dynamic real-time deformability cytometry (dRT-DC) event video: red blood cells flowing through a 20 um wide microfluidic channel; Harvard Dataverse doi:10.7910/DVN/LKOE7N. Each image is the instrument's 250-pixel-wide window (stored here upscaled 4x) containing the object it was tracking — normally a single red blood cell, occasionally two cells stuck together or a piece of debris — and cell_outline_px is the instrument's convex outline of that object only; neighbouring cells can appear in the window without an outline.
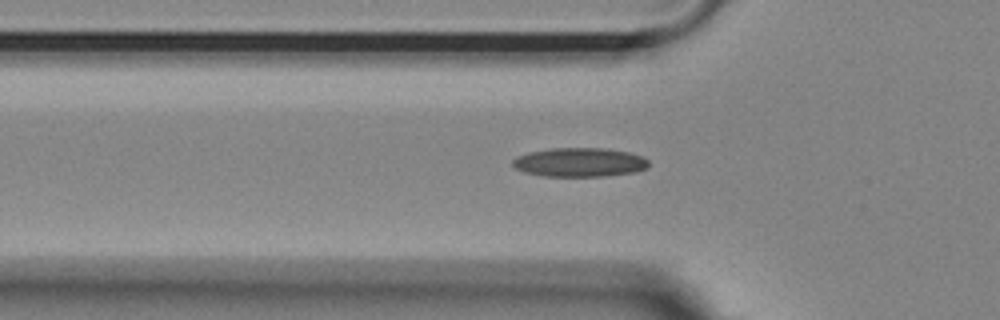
{"species": "Egyptian fruit bat (a non-hibernating species)", "species_latin": "Rousettus aegyptiacus", "temperature_condition": "room temperature", "stored_images_in_passage": 32, "camera_frame_rate_fps": 3000, "um_per_image_px": 0.085, "animal": {"sex": "female"}, "frame": {"image": 1, "passage_image": 2, "time_ms": 0.333, "image_size_px": [1000, 320], "cell_outline_px": [[648, 168], [636, 172], [604, 176], [544, 176], [524, 172], [516, 168], [512, 164], [512, 160], [516, 156], [528, 152], [548, 148], [604, 148], [628, 152], [644, 156], [648, 160]], "centroid_in_image_um": [49.27, 13.79], "position_along_channel_um": 76.5, "area_um2": 23.18}}
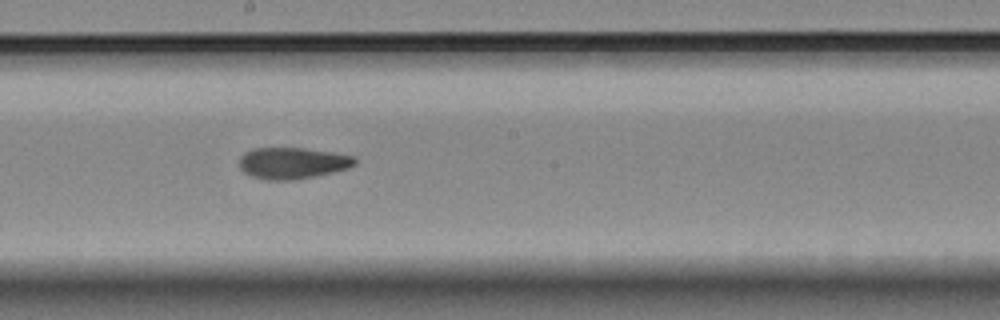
{"frame": {"image": 2, "passage_image": 14, "time_ms": 4.333, "image_size_px": [1000, 320], "cell_outline_px": [[356, 164], [348, 168], [316, 176], [292, 180], [264, 180], [252, 176], [244, 172], [240, 168], [240, 156], [244, 152], [252, 148], [300, 148], [332, 152], [356, 156]], "centroid_in_image_um": [24.86, 13.86], "position_along_channel_um": 223.3, "area_um2": 21.21}}
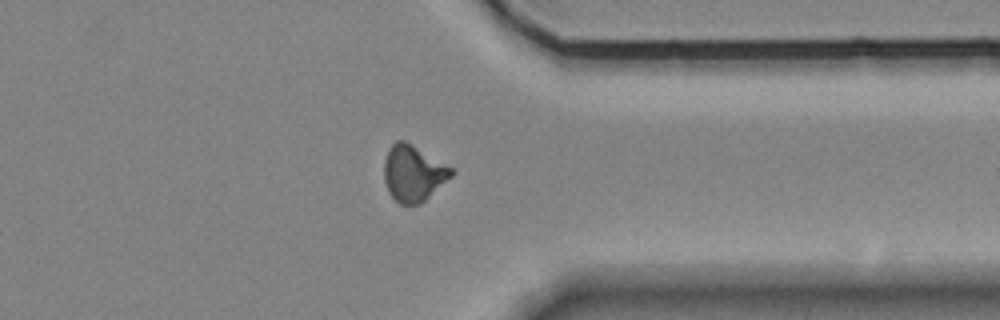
{"frame": {"image": 3, "passage_image": 27, "time_ms": 8.667, "image_size_px": [1000, 320], "cell_outline_px": [[456, 172], [452, 176], [420, 204], [400, 204], [388, 192], [384, 180], [384, 160], [388, 148], [396, 140], [404, 140], [412, 144], [452, 168]], "centroid_in_image_um": [35.11, 14.72], "position_along_channel_um": 376.3, "area_um2": 21.91}}